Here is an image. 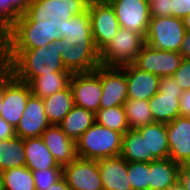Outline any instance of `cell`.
I'll list each match as a JSON object with an SVG mask.
<instances>
[{"label":"cell","mask_w":190,"mask_h":190,"mask_svg":"<svg viewBox=\"0 0 190 190\" xmlns=\"http://www.w3.org/2000/svg\"><path fill=\"white\" fill-rule=\"evenodd\" d=\"M33 0H0V38Z\"/></svg>","instance_id":"obj_34"},{"label":"cell","mask_w":190,"mask_h":190,"mask_svg":"<svg viewBox=\"0 0 190 190\" xmlns=\"http://www.w3.org/2000/svg\"><path fill=\"white\" fill-rule=\"evenodd\" d=\"M16 136L15 128L0 117V140L10 139Z\"/></svg>","instance_id":"obj_40"},{"label":"cell","mask_w":190,"mask_h":190,"mask_svg":"<svg viewBox=\"0 0 190 190\" xmlns=\"http://www.w3.org/2000/svg\"><path fill=\"white\" fill-rule=\"evenodd\" d=\"M120 156L127 162L149 163L156 159L153 155H146L145 139L136 129H129L123 134Z\"/></svg>","instance_id":"obj_28"},{"label":"cell","mask_w":190,"mask_h":190,"mask_svg":"<svg viewBox=\"0 0 190 190\" xmlns=\"http://www.w3.org/2000/svg\"><path fill=\"white\" fill-rule=\"evenodd\" d=\"M182 95L183 90L173 76L160 78L159 91L149 100L154 122L167 124L180 116L179 103Z\"/></svg>","instance_id":"obj_7"},{"label":"cell","mask_w":190,"mask_h":190,"mask_svg":"<svg viewBox=\"0 0 190 190\" xmlns=\"http://www.w3.org/2000/svg\"><path fill=\"white\" fill-rule=\"evenodd\" d=\"M185 34L182 18L151 17L145 43L159 50L179 52Z\"/></svg>","instance_id":"obj_6"},{"label":"cell","mask_w":190,"mask_h":190,"mask_svg":"<svg viewBox=\"0 0 190 190\" xmlns=\"http://www.w3.org/2000/svg\"><path fill=\"white\" fill-rule=\"evenodd\" d=\"M13 74L11 67L0 59V116L5 95V81Z\"/></svg>","instance_id":"obj_38"},{"label":"cell","mask_w":190,"mask_h":190,"mask_svg":"<svg viewBox=\"0 0 190 190\" xmlns=\"http://www.w3.org/2000/svg\"><path fill=\"white\" fill-rule=\"evenodd\" d=\"M166 190H184V187L178 180L175 183L171 184Z\"/></svg>","instance_id":"obj_44"},{"label":"cell","mask_w":190,"mask_h":190,"mask_svg":"<svg viewBox=\"0 0 190 190\" xmlns=\"http://www.w3.org/2000/svg\"><path fill=\"white\" fill-rule=\"evenodd\" d=\"M43 99L33 94L28 98L26 108L15 128V134L22 139L41 137L42 133L50 126Z\"/></svg>","instance_id":"obj_15"},{"label":"cell","mask_w":190,"mask_h":190,"mask_svg":"<svg viewBox=\"0 0 190 190\" xmlns=\"http://www.w3.org/2000/svg\"><path fill=\"white\" fill-rule=\"evenodd\" d=\"M125 70L128 99L149 101L159 91L157 75L138 69L134 64L122 67Z\"/></svg>","instance_id":"obj_18"},{"label":"cell","mask_w":190,"mask_h":190,"mask_svg":"<svg viewBox=\"0 0 190 190\" xmlns=\"http://www.w3.org/2000/svg\"><path fill=\"white\" fill-rule=\"evenodd\" d=\"M63 65L72 73L92 72L100 63V51L95 45H72L65 40L61 54Z\"/></svg>","instance_id":"obj_17"},{"label":"cell","mask_w":190,"mask_h":190,"mask_svg":"<svg viewBox=\"0 0 190 190\" xmlns=\"http://www.w3.org/2000/svg\"><path fill=\"white\" fill-rule=\"evenodd\" d=\"M101 3H105V4H113L116 1H120V0H99Z\"/></svg>","instance_id":"obj_46"},{"label":"cell","mask_w":190,"mask_h":190,"mask_svg":"<svg viewBox=\"0 0 190 190\" xmlns=\"http://www.w3.org/2000/svg\"><path fill=\"white\" fill-rule=\"evenodd\" d=\"M0 175L3 190H36L33 172L26 166L4 170Z\"/></svg>","instance_id":"obj_30"},{"label":"cell","mask_w":190,"mask_h":190,"mask_svg":"<svg viewBox=\"0 0 190 190\" xmlns=\"http://www.w3.org/2000/svg\"><path fill=\"white\" fill-rule=\"evenodd\" d=\"M183 91L190 89V60L183 58L180 67L172 75Z\"/></svg>","instance_id":"obj_37"},{"label":"cell","mask_w":190,"mask_h":190,"mask_svg":"<svg viewBox=\"0 0 190 190\" xmlns=\"http://www.w3.org/2000/svg\"><path fill=\"white\" fill-rule=\"evenodd\" d=\"M96 123L124 134L130 129L123 105L111 108H100L95 113Z\"/></svg>","instance_id":"obj_33"},{"label":"cell","mask_w":190,"mask_h":190,"mask_svg":"<svg viewBox=\"0 0 190 190\" xmlns=\"http://www.w3.org/2000/svg\"><path fill=\"white\" fill-rule=\"evenodd\" d=\"M72 74V72H51L36 77L29 83L31 93L43 99L61 91L69 86Z\"/></svg>","instance_id":"obj_27"},{"label":"cell","mask_w":190,"mask_h":190,"mask_svg":"<svg viewBox=\"0 0 190 190\" xmlns=\"http://www.w3.org/2000/svg\"><path fill=\"white\" fill-rule=\"evenodd\" d=\"M169 158L183 165L190 160V117L178 116L166 124Z\"/></svg>","instance_id":"obj_16"},{"label":"cell","mask_w":190,"mask_h":190,"mask_svg":"<svg viewBox=\"0 0 190 190\" xmlns=\"http://www.w3.org/2000/svg\"><path fill=\"white\" fill-rule=\"evenodd\" d=\"M55 26L52 19L39 22L15 21L0 38V49H34L47 46L62 37Z\"/></svg>","instance_id":"obj_2"},{"label":"cell","mask_w":190,"mask_h":190,"mask_svg":"<svg viewBox=\"0 0 190 190\" xmlns=\"http://www.w3.org/2000/svg\"><path fill=\"white\" fill-rule=\"evenodd\" d=\"M61 35V39L69 41L72 45H95L88 8L67 20L62 27Z\"/></svg>","instance_id":"obj_24"},{"label":"cell","mask_w":190,"mask_h":190,"mask_svg":"<svg viewBox=\"0 0 190 190\" xmlns=\"http://www.w3.org/2000/svg\"><path fill=\"white\" fill-rule=\"evenodd\" d=\"M62 176L71 190H103L98 160L76 157L62 167Z\"/></svg>","instance_id":"obj_11"},{"label":"cell","mask_w":190,"mask_h":190,"mask_svg":"<svg viewBox=\"0 0 190 190\" xmlns=\"http://www.w3.org/2000/svg\"><path fill=\"white\" fill-rule=\"evenodd\" d=\"M65 40L34 49H0V59L8 64L13 75L26 83L51 72H70L63 65L61 54Z\"/></svg>","instance_id":"obj_1"},{"label":"cell","mask_w":190,"mask_h":190,"mask_svg":"<svg viewBox=\"0 0 190 190\" xmlns=\"http://www.w3.org/2000/svg\"><path fill=\"white\" fill-rule=\"evenodd\" d=\"M74 105L96 113L102 94L101 75L96 71L73 73L69 83Z\"/></svg>","instance_id":"obj_10"},{"label":"cell","mask_w":190,"mask_h":190,"mask_svg":"<svg viewBox=\"0 0 190 190\" xmlns=\"http://www.w3.org/2000/svg\"><path fill=\"white\" fill-rule=\"evenodd\" d=\"M88 14L91 22V32L96 48L101 51L117 34L120 26L113 7L90 0Z\"/></svg>","instance_id":"obj_8"},{"label":"cell","mask_w":190,"mask_h":190,"mask_svg":"<svg viewBox=\"0 0 190 190\" xmlns=\"http://www.w3.org/2000/svg\"><path fill=\"white\" fill-rule=\"evenodd\" d=\"M25 166L32 172L42 169L62 168L48 150L41 137L24 139Z\"/></svg>","instance_id":"obj_22"},{"label":"cell","mask_w":190,"mask_h":190,"mask_svg":"<svg viewBox=\"0 0 190 190\" xmlns=\"http://www.w3.org/2000/svg\"><path fill=\"white\" fill-rule=\"evenodd\" d=\"M151 17L184 18L190 14V0H149Z\"/></svg>","instance_id":"obj_32"},{"label":"cell","mask_w":190,"mask_h":190,"mask_svg":"<svg viewBox=\"0 0 190 190\" xmlns=\"http://www.w3.org/2000/svg\"><path fill=\"white\" fill-rule=\"evenodd\" d=\"M47 119L51 125H59L74 106L70 86L43 98Z\"/></svg>","instance_id":"obj_26"},{"label":"cell","mask_w":190,"mask_h":190,"mask_svg":"<svg viewBox=\"0 0 190 190\" xmlns=\"http://www.w3.org/2000/svg\"><path fill=\"white\" fill-rule=\"evenodd\" d=\"M103 190H132L127 175V161L119 156L98 160Z\"/></svg>","instance_id":"obj_20"},{"label":"cell","mask_w":190,"mask_h":190,"mask_svg":"<svg viewBox=\"0 0 190 190\" xmlns=\"http://www.w3.org/2000/svg\"><path fill=\"white\" fill-rule=\"evenodd\" d=\"M90 0H33L16 21L39 22L52 19L61 33L63 25L74 15L84 12Z\"/></svg>","instance_id":"obj_4"},{"label":"cell","mask_w":190,"mask_h":190,"mask_svg":"<svg viewBox=\"0 0 190 190\" xmlns=\"http://www.w3.org/2000/svg\"><path fill=\"white\" fill-rule=\"evenodd\" d=\"M179 53L183 56V58L190 60V32H186L184 35Z\"/></svg>","instance_id":"obj_42"},{"label":"cell","mask_w":190,"mask_h":190,"mask_svg":"<svg viewBox=\"0 0 190 190\" xmlns=\"http://www.w3.org/2000/svg\"><path fill=\"white\" fill-rule=\"evenodd\" d=\"M47 190H71L66 183L65 178L62 176L59 180L53 183Z\"/></svg>","instance_id":"obj_43"},{"label":"cell","mask_w":190,"mask_h":190,"mask_svg":"<svg viewBox=\"0 0 190 190\" xmlns=\"http://www.w3.org/2000/svg\"><path fill=\"white\" fill-rule=\"evenodd\" d=\"M183 25L186 29V32H190V14L183 18Z\"/></svg>","instance_id":"obj_45"},{"label":"cell","mask_w":190,"mask_h":190,"mask_svg":"<svg viewBox=\"0 0 190 190\" xmlns=\"http://www.w3.org/2000/svg\"><path fill=\"white\" fill-rule=\"evenodd\" d=\"M119 26L146 37L151 19L149 0H120L111 4Z\"/></svg>","instance_id":"obj_12"},{"label":"cell","mask_w":190,"mask_h":190,"mask_svg":"<svg viewBox=\"0 0 190 190\" xmlns=\"http://www.w3.org/2000/svg\"><path fill=\"white\" fill-rule=\"evenodd\" d=\"M0 190H3L2 181H1V175H0Z\"/></svg>","instance_id":"obj_47"},{"label":"cell","mask_w":190,"mask_h":190,"mask_svg":"<svg viewBox=\"0 0 190 190\" xmlns=\"http://www.w3.org/2000/svg\"><path fill=\"white\" fill-rule=\"evenodd\" d=\"M130 129H138L154 122L149 101L127 99L123 104Z\"/></svg>","instance_id":"obj_31"},{"label":"cell","mask_w":190,"mask_h":190,"mask_svg":"<svg viewBox=\"0 0 190 190\" xmlns=\"http://www.w3.org/2000/svg\"><path fill=\"white\" fill-rule=\"evenodd\" d=\"M127 175L132 190H149V163L127 162Z\"/></svg>","instance_id":"obj_35"},{"label":"cell","mask_w":190,"mask_h":190,"mask_svg":"<svg viewBox=\"0 0 190 190\" xmlns=\"http://www.w3.org/2000/svg\"><path fill=\"white\" fill-rule=\"evenodd\" d=\"M95 70L101 75L100 108L105 109L123 105L128 99L125 70L122 67L102 65Z\"/></svg>","instance_id":"obj_13"},{"label":"cell","mask_w":190,"mask_h":190,"mask_svg":"<svg viewBox=\"0 0 190 190\" xmlns=\"http://www.w3.org/2000/svg\"><path fill=\"white\" fill-rule=\"evenodd\" d=\"M179 181L183 185L184 190H190V160L181 165Z\"/></svg>","instance_id":"obj_39"},{"label":"cell","mask_w":190,"mask_h":190,"mask_svg":"<svg viewBox=\"0 0 190 190\" xmlns=\"http://www.w3.org/2000/svg\"><path fill=\"white\" fill-rule=\"evenodd\" d=\"M96 122L95 113L74 105L59 127L74 142Z\"/></svg>","instance_id":"obj_25"},{"label":"cell","mask_w":190,"mask_h":190,"mask_svg":"<svg viewBox=\"0 0 190 190\" xmlns=\"http://www.w3.org/2000/svg\"><path fill=\"white\" fill-rule=\"evenodd\" d=\"M145 38L132 30L119 28L117 34L100 51V63L106 67H123L134 64Z\"/></svg>","instance_id":"obj_5"},{"label":"cell","mask_w":190,"mask_h":190,"mask_svg":"<svg viewBox=\"0 0 190 190\" xmlns=\"http://www.w3.org/2000/svg\"><path fill=\"white\" fill-rule=\"evenodd\" d=\"M62 177V168H50L33 171L36 190H47Z\"/></svg>","instance_id":"obj_36"},{"label":"cell","mask_w":190,"mask_h":190,"mask_svg":"<svg viewBox=\"0 0 190 190\" xmlns=\"http://www.w3.org/2000/svg\"><path fill=\"white\" fill-rule=\"evenodd\" d=\"M24 139L14 136L0 140V173L10 168L25 166Z\"/></svg>","instance_id":"obj_29"},{"label":"cell","mask_w":190,"mask_h":190,"mask_svg":"<svg viewBox=\"0 0 190 190\" xmlns=\"http://www.w3.org/2000/svg\"><path fill=\"white\" fill-rule=\"evenodd\" d=\"M136 130L145 139L146 155H153L156 159L169 158L165 123L153 122Z\"/></svg>","instance_id":"obj_23"},{"label":"cell","mask_w":190,"mask_h":190,"mask_svg":"<svg viewBox=\"0 0 190 190\" xmlns=\"http://www.w3.org/2000/svg\"><path fill=\"white\" fill-rule=\"evenodd\" d=\"M122 136L121 132L95 122L75 142L76 155L91 160L119 156L122 150Z\"/></svg>","instance_id":"obj_3"},{"label":"cell","mask_w":190,"mask_h":190,"mask_svg":"<svg viewBox=\"0 0 190 190\" xmlns=\"http://www.w3.org/2000/svg\"><path fill=\"white\" fill-rule=\"evenodd\" d=\"M180 167V164L170 158L149 162V190H166L179 180Z\"/></svg>","instance_id":"obj_21"},{"label":"cell","mask_w":190,"mask_h":190,"mask_svg":"<svg viewBox=\"0 0 190 190\" xmlns=\"http://www.w3.org/2000/svg\"><path fill=\"white\" fill-rule=\"evenodd\" d=\"M183 56L179 52L159 50L145 43L138 53L134 65L159 78L172 76L180 67Z\"/></svg>","instance_id":"obj_9"},{"label":"cell","mask_w":190,"mask_h":190,"mask_svg":"<svg viewBox=\"0 0 190 190\" xmlns=\"http://www.w3.org/2000/svg\"><path fill=\"white\" fill-rule=\"evenodd\" d=\"M180 111L181 116L190 117V89L183 91V95L180 98Z\"/></svg>","instance_id":"obj_41"},{"label":"cell","mask_w":190,"mask_h":190,"mask_svg":"<svg viewBox=\"0 0 190 190\" xmlns=\"http://www.w3.org/2000/svg\"><path fill=\"white\" fill-rule=\"evenodd\" d=\"M32 95L28 83L18 80L13 74L5 81V95L2 102L1 116L16 128Z\"/></svg>","instance_id":"obj_14"},{"label":"cell","mask_w":190,"mask_h":190,"mask_svg":"<svg viewBox=\"0 0 190 190\" xmlns=\"http://www.w3.org/2000/svg\"><path fill=\"white\" fill-rule=\"evenodd\" d=\"M41 138L59 166L68 165L77 157L75 142L63 132L59 125H50L42 133Z\"/></svg>","instance_id":"obj_19"}]
</instances>
